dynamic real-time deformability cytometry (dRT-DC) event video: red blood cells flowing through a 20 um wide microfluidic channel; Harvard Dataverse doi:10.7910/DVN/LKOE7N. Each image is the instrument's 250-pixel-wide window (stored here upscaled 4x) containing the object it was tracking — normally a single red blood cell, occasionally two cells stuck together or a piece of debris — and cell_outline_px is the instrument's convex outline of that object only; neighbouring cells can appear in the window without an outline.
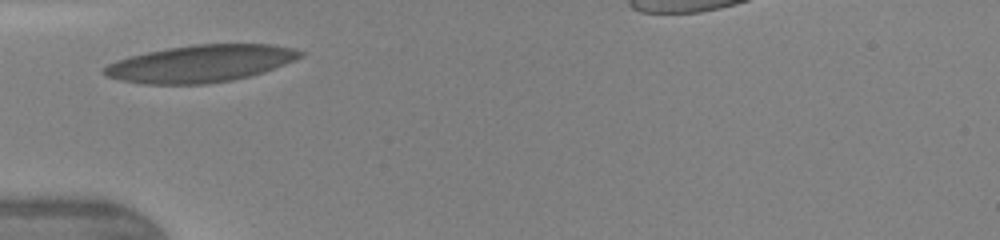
{"species": "human", "species_latin": "Homo sapiens", "temperature_condition": "warm", "stored_images_in_passage": 24, "camera_frame_rate_fps": 3000, "um_per_image_px": 0.085, "donor": {"sex": "female"}, "frame": {"image": 1, "passage_image": 1, "time_ms": 0.0, "image_size_px": [1000, 240], "cell_outline_px": [[304, 56], [264, 72], [232, 80], [208, 84], [144, 84], [120, 80], [108, 76], [104, 72], [104, 68], [108, 64], [116, 60], [148, 52], [168, 48], [196, 44], [272, 44], [292, 48], [304, 52]], "centroid_in_image_um": [17.08, 5.4], "position_along_channel_um": 67.9, "area_um2": 42.14}, "authors_computed_cell_mechanics": {"area_um2": 40.6912, "velocity_mm_per_s": 4.2736, "shape_relaxation_time_tau1_ms": 1.9051, "shape_relaxation_time_tau2_ms": 0.6774, "deformation_change_tau1": 0.1152, "deformation_change_tau2": 0.0524}}